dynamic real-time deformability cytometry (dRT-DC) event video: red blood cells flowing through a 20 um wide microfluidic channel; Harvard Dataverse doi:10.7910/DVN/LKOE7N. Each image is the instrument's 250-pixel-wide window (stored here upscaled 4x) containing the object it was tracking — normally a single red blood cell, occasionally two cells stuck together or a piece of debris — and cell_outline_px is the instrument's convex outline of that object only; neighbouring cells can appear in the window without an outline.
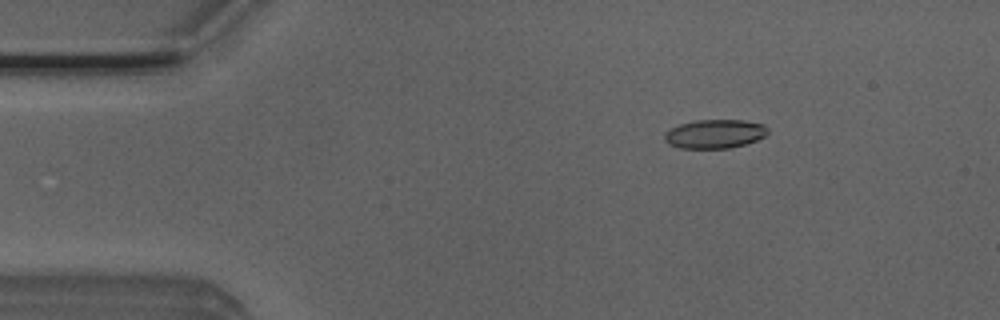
{"species": "Egyptian fruit bat (a non-hibernating species)", "species_latin": "Rousettus aegyptiacus", "temperature_condition": "room temperature", "stored_images_in_passage": 32, "camera_frame_rate_fps": 3000, "um_per_image_px": 0.085, "animal": {"sex": "male"}, "frame": {"image": 1, "passage_image": 8, "time_ms": 2.333, "image_size_px": [1000, 320], "cell_outline_px": [[768, 132], [764, 136], [756, 140], [744, 144], [728, 148], [680, 148], [668, 144], [664, 140], [664, 132], [668, 128], [680, 124], [696, 120], [744, 120], [764, 124], [768, 128]], "centroid_in_image_um": [60.72, 11.37], "position_along_channel_um": 24.3, "area_um2": 17.46}}
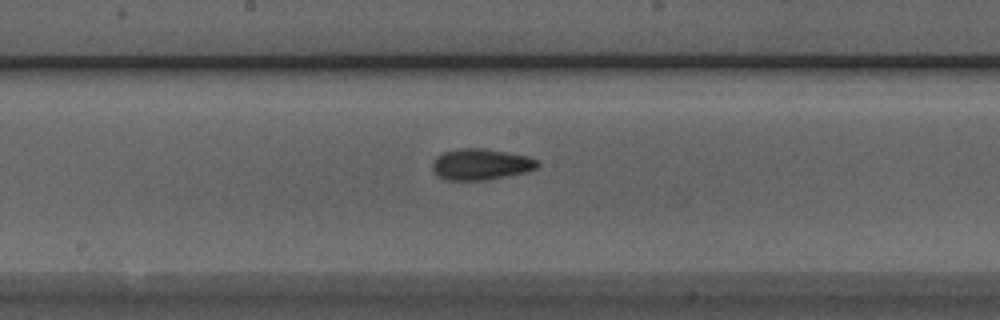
{"frame": {"image": 2, "passage_image": 27, "time_ms": 8.667, "image_size_px": [1000, 320], "cell_outline_px": [[540, 164], [536, 168], [524, 172], [484, 180], [444, 180], [432, 168], [432, 164], [436, 156], [440, 152], [460, 148], [484, 148], [528, 156], [540, 160]], "centroid_in_image_um": [40.86, 13.95], "position_along_channel_um": 207.3, "area_um2": 19.07}}
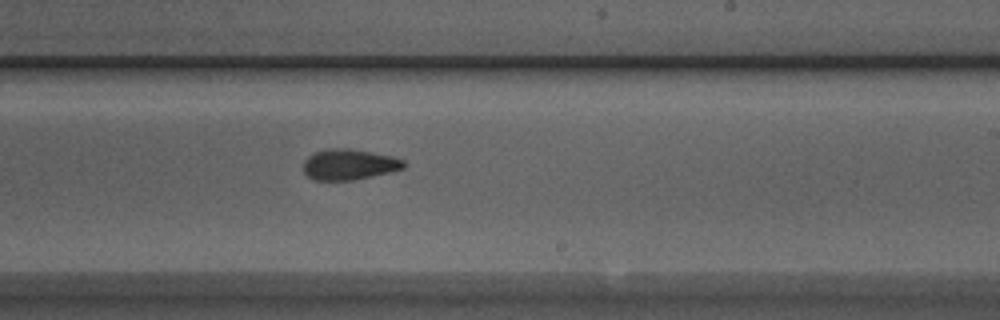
{"frame": {"image": 3, "passage_image": 31, "time_ms": 10.0, "image_size_px": [1000, 320], "cell_outline_px": [[408, 164], [404, 168], [392, 172], [352, 180], [312, 180], [304, 172], [304, 160], [308, 156], [324, 148], [348, 148], [392, 156], [404, 160]], "centroid_in_image_um": [29.69, 13.98], "position_along_channel_um": 259.3, "area_um2": 18.09}}